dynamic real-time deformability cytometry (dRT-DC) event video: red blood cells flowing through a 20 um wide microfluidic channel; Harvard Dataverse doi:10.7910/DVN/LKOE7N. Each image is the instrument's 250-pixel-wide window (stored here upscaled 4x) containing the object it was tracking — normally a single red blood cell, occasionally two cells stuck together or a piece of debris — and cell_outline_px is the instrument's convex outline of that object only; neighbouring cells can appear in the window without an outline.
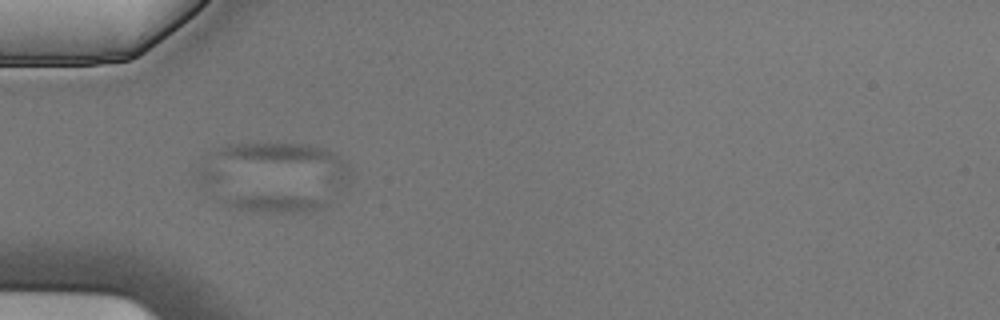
{"species": "Egyptian fruit bat (a non-hibernating species)", "species_latin": "Rousettus aegyptiacus", "temperature_condition": "cold", "stored_images_in_passage": 10, "camera_frame_rate_fps": 3000, "um_per_image_px": 0.085, "animal": {"sex": "male"}, "frame": {"image": 1, "passage_image": 5, "time_ms": 1.333, "image_size_px": [1000, 320], "cell_outline_px": [[332, 204], [324, 208], [312, 212], [268, 212], [228, 208], [220, 204], [216, 196], [300, 196], [328, 200]], "centroid_in_image_um": [23.3, 17.3], "position_along_channel_um": 61.7, "area_um2": 11.04}}